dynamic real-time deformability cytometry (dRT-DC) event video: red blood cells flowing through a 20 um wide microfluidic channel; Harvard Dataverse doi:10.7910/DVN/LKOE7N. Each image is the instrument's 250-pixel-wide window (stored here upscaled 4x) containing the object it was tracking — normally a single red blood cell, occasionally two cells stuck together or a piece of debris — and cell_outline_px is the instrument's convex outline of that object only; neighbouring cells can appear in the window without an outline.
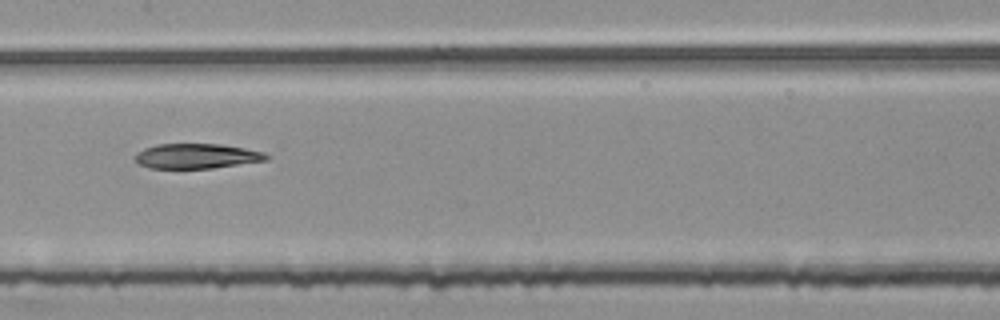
{"species": "common noctule bat (a hibernating species)", "species_latin": "Nyctalus noctula", "temperature_condition": "room temperature", "stored_images_in_passage": 7, "camera_frame_rate_fps": 3000, "um_per_image_px": 0.085, "animal": {"sex": "female", "body_mass_g": 25.1}, "frame": {"image": 1, "passage_image": 6, "time_ms": 1.667, "image_size_px": [1000, 320], "cell_outline_px": [[268, 160], [212, 168], [148, 168], [140, 164], [132, 156], [136, 152], [144, 148], [156, 144], [220, 144], [244, 148], [264, 152], [268, 156]], "centroid_in_image_um": [16.67, 13.26], "position_along_channel_um": 190.7, "area_um2": 19.07}}
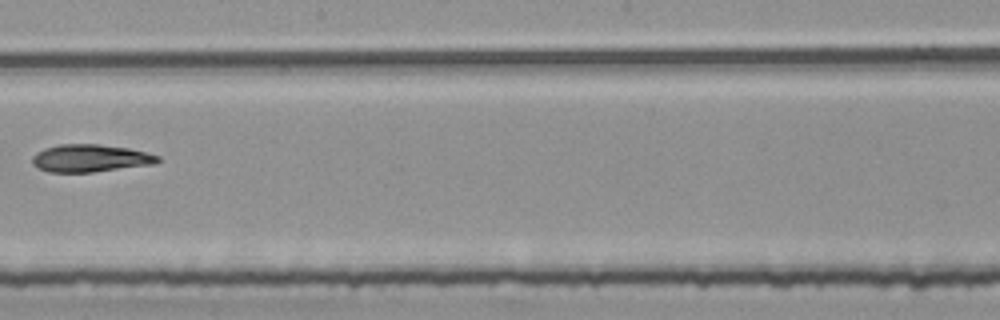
{"frame": {"image": 2, "passage_image": 7, "time_ms": 2.0, "image_size_px": [1000, 320], "cell_outline_px": [[160, 160], [156, 164], [92, 172], [48, 172], [36, 168], [32, 164], [32, 156], [36, 152], [44, 148], [60, 144], [100, 144], [128, 148], [160, 156]], "centroid_in_image_um": [7.64, 13.45], "position_along_channel_um": 240.6, "area_um2": 20.29}}